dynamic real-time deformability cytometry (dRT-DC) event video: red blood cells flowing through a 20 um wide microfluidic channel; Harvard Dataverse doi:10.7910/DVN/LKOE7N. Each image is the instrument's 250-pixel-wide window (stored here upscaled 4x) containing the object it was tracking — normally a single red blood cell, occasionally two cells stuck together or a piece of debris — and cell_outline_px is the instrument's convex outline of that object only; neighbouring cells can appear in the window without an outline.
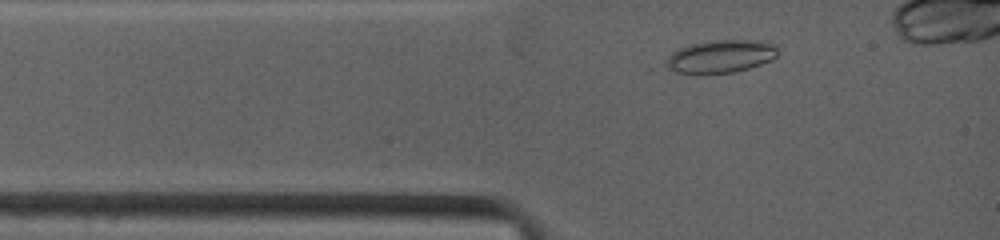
{"species": "common noctule bat (a hibernating species)", "species_latin": "Nyctalus noctula", "temperature_condition": "warm", "stored_images_in_passage": 34, "camera_frame_rate_fps": 4500, "um_per_image_px": 0.085, "animal": {"sex": "female", "body_mass_g": 19.0, "forearm_length_mm": 53.3}, "frame": {"image": 1, "passage_image": 5, "time_ms": 1.333, "image_size_px": [1000, 240], "cell_outline_px": [[776, 56], [772, 60], [736, 72], [696, 76], [676, 72], [668, 68], [668, 56], [672, 52], [680, 48], [692, 44], [716, 40], [748, 40], [776, 44]], "centroid_in_image_um": [61.23, 4.83], "position_along_channel_um": 23.8, "area_um2": 21.5}}
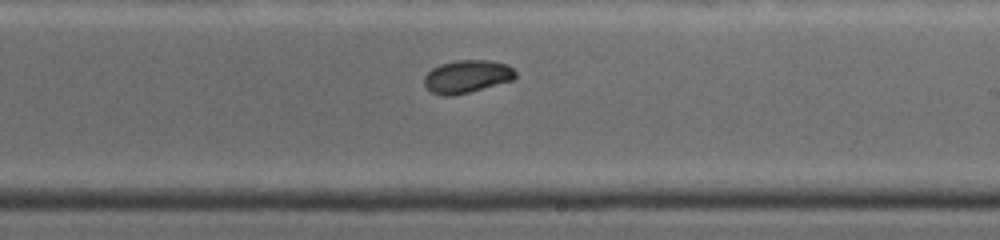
{"frame": {"image": 2, "passage_image": 22, "time_ms": 7.333, "image_size_px": [1000, 240], "cell_outline_px": [[516, 76], [512, 80], [468, 92], [452, 96], [444, 96], [432, 92], [424, 84], [424, 76], [432, 68], [440, 64], [456, 60], [488, 60], [508, 64], [516, 72]], "centroid_in_image_um": [39.68, 6.49], "position_along_channel_um": 249.3, "area_um2": 17.34}}
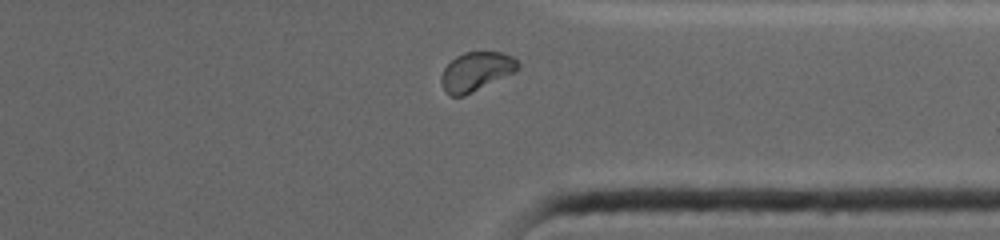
{"frame": {"image": 3, "passage_image": 31, "time_ms": 10.444, "image_size_px": [1000, 240], "cell_outline_px": [[520, 64], [512, 72], [464, 96], [452, 96], [444, 88], [440, 80], [440, 76], [444, 68], [456, 56], [464, 52], [500, 52], [512, 56]], "centroid_in_image_um": [40.43, 6.06], "position_along_channel_um": 371.0, "area_um2": 16.88}, "authors_computed_cell_mechanics": {"area_um2": 17.4845, "velocity_mm_per_s": 3.9474, "shape_relaxation_time_tau1_ms": 5.2263, "shape_relaxation_time_tau2_ms": null, "deformation_change_tau1": 0.1312, "deformation_change_tau2": null}}